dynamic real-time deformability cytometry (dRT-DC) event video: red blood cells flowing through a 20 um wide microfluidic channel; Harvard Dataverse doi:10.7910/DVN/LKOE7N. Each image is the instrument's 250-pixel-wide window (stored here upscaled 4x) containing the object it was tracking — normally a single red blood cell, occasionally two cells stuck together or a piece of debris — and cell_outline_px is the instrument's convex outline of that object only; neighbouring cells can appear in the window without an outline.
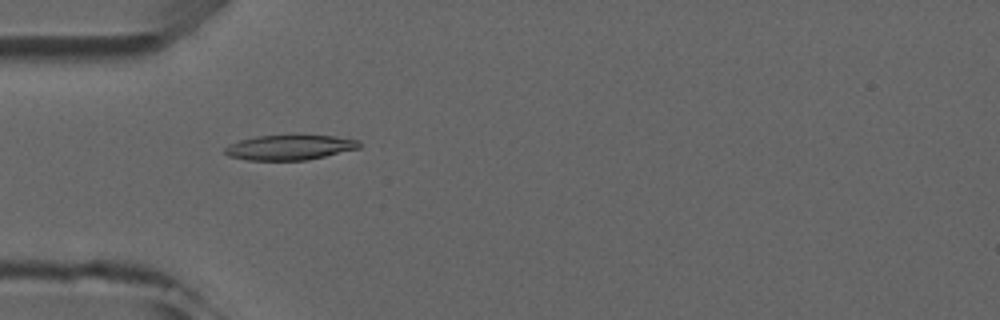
{"species": "common noctule bat (a hibernating species)", "species_latin": "Nyctalus noctula", "temperature_condition": "room temperature", "stored_images_in_passage": 6, "camera_frame_rate_fps": 3000, "um_per_image_px": 0.085, "animal": {"sex": "male", "forearm_length_mm": 52.5}, "frame": {"image": 1, "passage_image": 5, "time_ms": 4.667, "image_size_px": [1000, 320], "cell_outline_px": [[364, 144], [360, 148], [308, 160], [244, 160], [228, 156], [224, 152], [224, 148], [228, 144], [240, 140], [256, 136], [336, 136], [360, 140]], "centroid_in_image_um": [24.64, 12.54], "position_along_channel_um": 60.4, "area_um2": 19.65}}
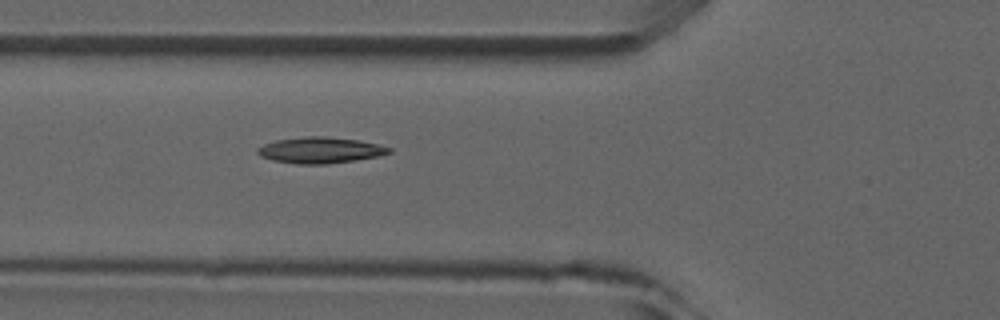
{"frame": {"image": 2, "passage_image": 6, "time_ms": 5.667, "image_size_px": [1000, 320], "cell_outline_px": [[392, 152], [376, 156], [328, 164], [296, 164], [272, 160], [260, 156], [256, 152], [256, 148], [264, 144], [276, 140], [308, 136], [324, 136], [356, 140], [376, 144], [392, 148]], "centroid_in_image_um": [27.16, 12.77], "position_along_channel_um": 98.6, "area_um2": 19.77}}